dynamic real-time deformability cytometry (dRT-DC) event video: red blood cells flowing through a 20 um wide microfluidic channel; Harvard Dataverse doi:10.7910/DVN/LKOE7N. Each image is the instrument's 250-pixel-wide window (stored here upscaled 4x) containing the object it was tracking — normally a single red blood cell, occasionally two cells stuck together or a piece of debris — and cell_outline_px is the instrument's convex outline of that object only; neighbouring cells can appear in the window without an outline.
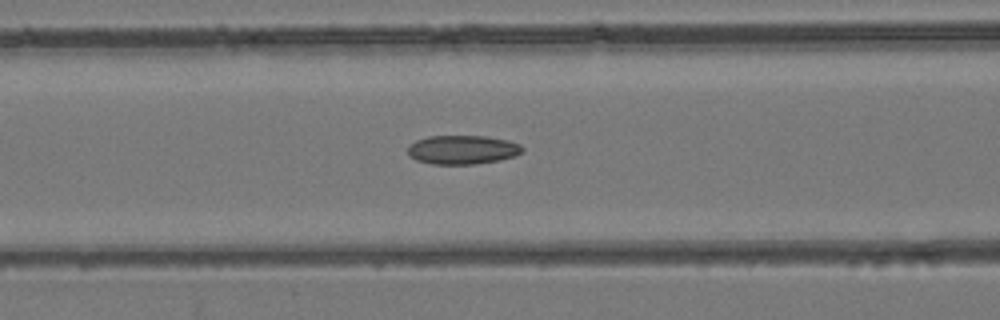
{"species": "common noctule bat (a hibernating species)", "species_latin": "Nyctalus noctula", "temperature_condition": "room temperature", "stored_images_in_passage": 36, "camera_frame_rate_fps": 3000, "um_per_image_px": 0.085, "animal": {"sex": "female", "body_mass_g": 24.6, "forearm_length_mm": 56.2}, "frame": {"image": 1, "passage_image": 14, "time_ms": 4.333, "image_size_px": [1000, 320], "cell_outline_px": [[524, 152], [516, 156], [500, 160], [476, 164], [432, 164], [416, 160], [408, 156], [408, 144], [416, 140], [428, 136], [484, 136], [508, 140], [520, 144], [524, 148]], "centroid_in_image_um": [39.32, 12.73], "position_along_channel_um": 127.3, "area_um2": 19.59}}
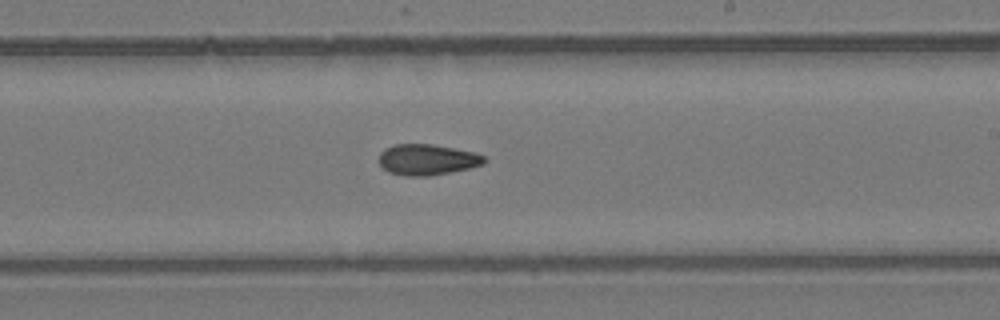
{"frame": {"image": 2, "passage_image": 23, "time_ms": 7.333, "image_size_px": [1000, 320], "cell_outline_px": [[488, 160], [484, 164], [468, 168], [428, 176], [408, 176], [388, 172], [376, 160], [380, 152], [384, 148], [396, 144], [432, 144], [476, 152], [484, 156]], "centroid_in_image_um": [36.29, 13.56], "position_along_channel_um": 252.7, "area_um2": 19.07}}
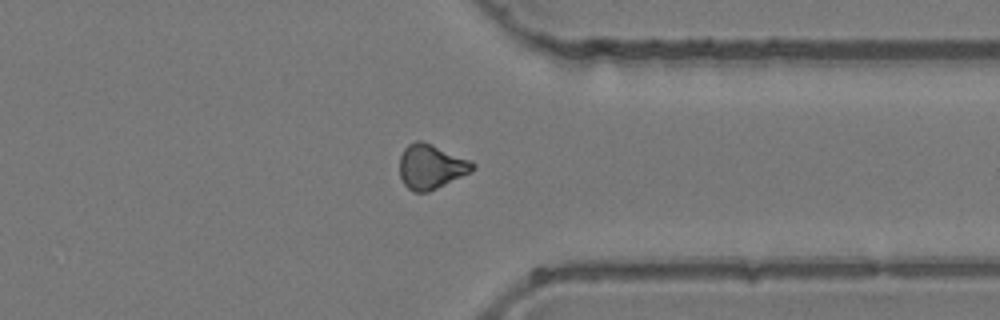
{"frame": {"image": 3, "passage_image": 32, "time_ms": 10.333, "image_size_px": [1000, 320], "cell_outline_px": [[476, 168], [472, 172], [428, 192], [412, 192], [404, 184], [400, 176], [400, 156], [404, 148], [408, 144], [416, 140], [420, 140], [432, 144], [472, 160], [476, 164]], "centroid_in_image_um": [36.66, 14.16], "position_along_channel_um": 374.7, "area_um2": 19.25}}